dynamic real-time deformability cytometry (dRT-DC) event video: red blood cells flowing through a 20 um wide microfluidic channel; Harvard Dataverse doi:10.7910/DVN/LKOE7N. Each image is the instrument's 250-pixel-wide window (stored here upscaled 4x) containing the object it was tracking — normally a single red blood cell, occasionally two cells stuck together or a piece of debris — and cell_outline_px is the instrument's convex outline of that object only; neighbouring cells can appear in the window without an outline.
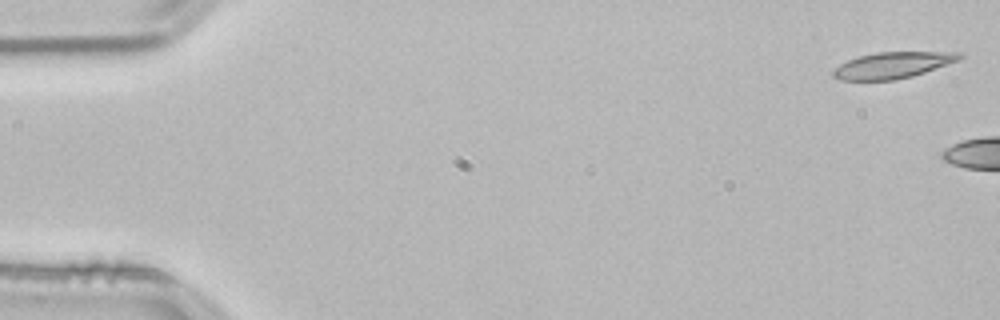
{"species": "common noctule bat (a hibernating species)", "species_latin": "Nyctalus noctula", "temperature_condition": "room temperature", "stored_images_in_passage": 10, "camera_frame_rate_fps": 3000, "um_per_image_px": 0.085, "animal": {"sex": "male", "body_mass_g": 21.5, "forearm_length_mm": 52.0}, "frame": {"image": 1, "passage_image": 1, "time_ms": 0.0, "image_size_px": [1000, 320], "cell_outline_px": [[964, 56], [960, 60], [912, 76], [896, 80], [840, 80], [832, 76], [832, 68], [848, 60], [860, 56], [876, 52], [964, 52]], "centroid_in_image_um": [75.88, 5.54], "position_along_channel_um": 9.1, "area_um2": 19.42}}